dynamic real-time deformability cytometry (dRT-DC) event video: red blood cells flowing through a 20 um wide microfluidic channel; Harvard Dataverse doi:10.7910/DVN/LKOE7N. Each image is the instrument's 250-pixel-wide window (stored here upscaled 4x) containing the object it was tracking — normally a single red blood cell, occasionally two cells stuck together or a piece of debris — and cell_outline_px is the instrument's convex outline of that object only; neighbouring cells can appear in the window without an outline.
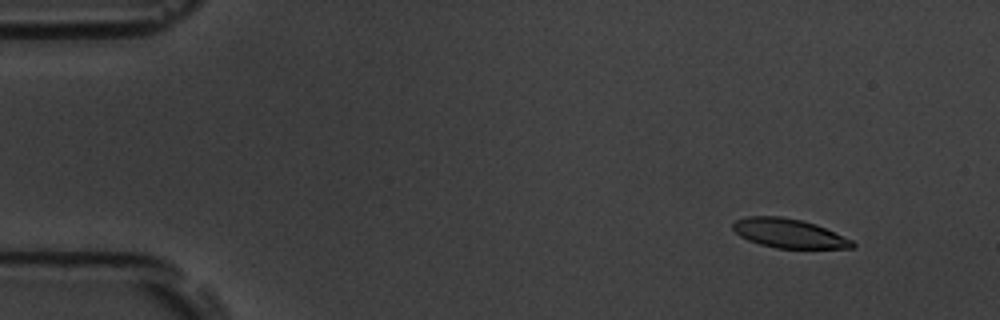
{"species": "common noctule bat (a hibernating species)", "species_latin": "Nyctalus noctula", "temperature_condition": "room temperature", "stored_images_in_passage": 54, "camera_frame_rate_fps": 3000, "um_per_image_px": 0.085, "animal": {"sex": "male", "body_mass_g": 19.5, "forearm_length_mm": 54.6}, "frame": {"image": 1, "passage_image": 2, "time_ms": 0.333, "image_size_px": [1000, 320], "cell_outline_px": [[856, 244], [852, 248], [776, 248], [760, 244], [748, 240], [740, 236], [732, 228], [732, 224], [736, 220], [748, 216], [780, 216], [800, 220], [816, 224], [852, 240]], "centroid_in_image_um": [67.04, 19.83], "position_along_channel_um": 18.0, "area_um2": 20.11}}
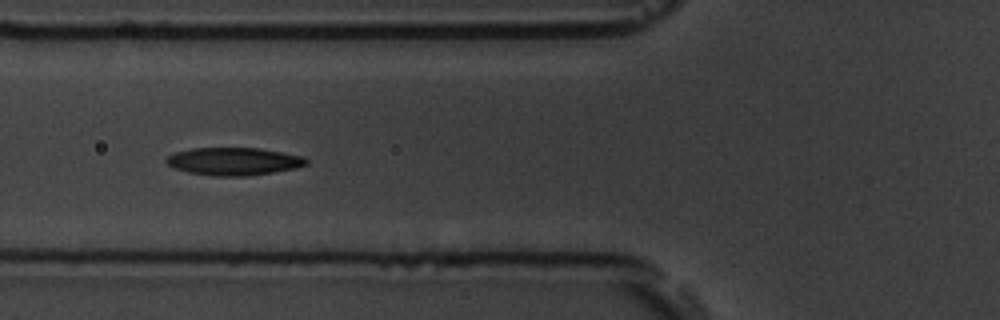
{"frame": {"image": 2, "passage_image": 18, "time_ms": 5.667, "image_size_px": [1000, 320], "cell_outline_px": [[308, 164], [296, 168], [248, 176], [216, 176], [188, 172], [176, 168], [168, 164], [164, 160], [172, 152], [192, 148], [260, 148], [304, 156], [308, 160]], "centroid_in_image_um": [19.88, 13.71], "position_along_channel_um": 105.9, "area_um2": 22.66}}
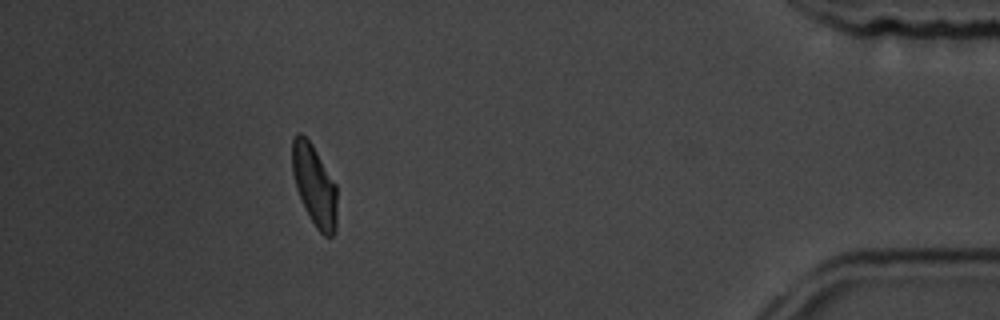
{"frame": {"image": 3, "passage_image": 48, "time_ms": 15.667, "image_size_px": [1000, 320], "cell_outline_px": [[336, 228], [332, 236], [324, 236], [316, 228], [304, 208], [296, 188], [292, 172], [292, 140], [296, 132], [300, 132], [312, 144], [336, 184]], "centroid_in_image_um": [26.71, 15.74], "position_along_channel_um": 408.5, "area_um2": 21.15}, "authors_computed_cell_mechanics": {"area_um2": 22.1085, "velocity_mm_per_s": 3.5704, "shape_relaxation_time_tau1_ms": 4.0612, "shape_relaxation_time_tau2_ms": 2.4844, "deformation_change_tau1": 0.139, "deformation_change_tau2": 0.0798}}